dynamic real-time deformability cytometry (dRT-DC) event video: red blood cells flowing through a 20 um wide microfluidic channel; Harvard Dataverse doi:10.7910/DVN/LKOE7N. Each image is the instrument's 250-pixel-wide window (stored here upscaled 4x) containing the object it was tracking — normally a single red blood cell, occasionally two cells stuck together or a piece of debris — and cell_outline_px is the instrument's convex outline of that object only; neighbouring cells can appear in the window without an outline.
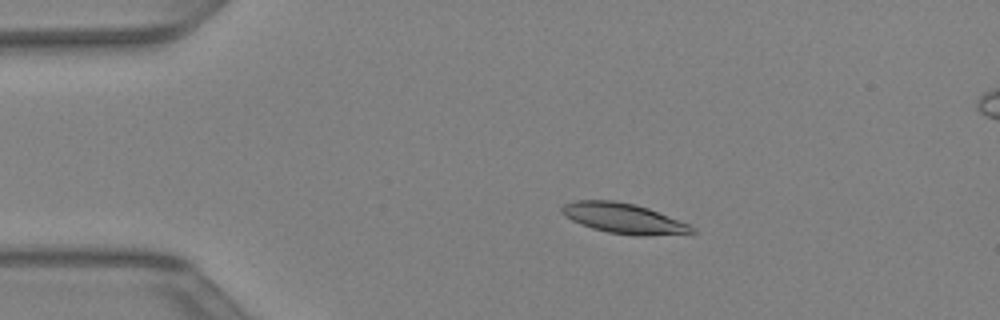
{"species": "Egyptian fruit bat (a non-hibernating species)", "species_latin": "Rousettus aegyptiacus", "temperature_condition": "warm", "stored_images_in_passage": 42, "camera_frame_rate_fps": 3000, "um_per_image_px": 0.085, "animal": {"sex": "female"}, "frame": {"image": 1, "passage_image": 7, "time_ms": 2.0, "image_size_px": [1000, 320], "cell_outline_px": [[696, 232], [648, 236], [636, 236], [608, 232], [592, 228], [580, 224], [564, 216], [560, 212], [560, 208], [564, 204], [572, 200], [612, 200], [636, 204], [648, 208], [688, 224], [696, 228]], "centroid_in_image_um": [52.96, 18.55], "position_along_channel_um": 32.0, "area_um2": 22.95}}
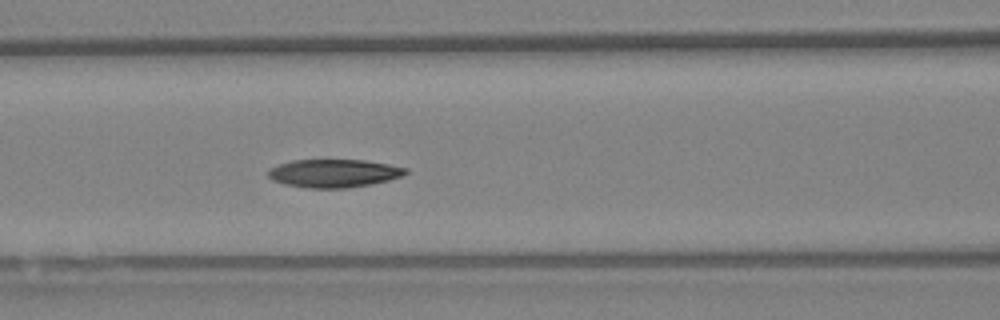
{"frame": {"image": 2, "passage_image": 17, "time_ms": 5.333, "image_size_px": [1000, 320], "cell_outline_px": [[408, 172], [404, 176], [372, 184], [348, 188], [308, 188], [284, 184], [272, 180], [268, 176], [268, 168], [292, 160], [364, 160], [388, 164], [408, 168]], "centroid_in_image_um": [28.39, 14.73], "position_along_channel_um": 138.2, "area_um2": 22.66}}
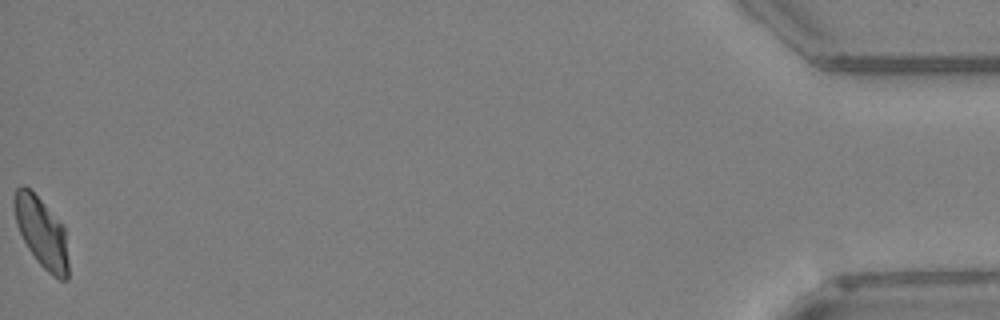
{"frame": {"image": 3, "passage_image": 42, "time_ms": 13.667, "image_size_px": [1000, 320], "cell_outline_px": [[68, 280], [60, 280], [52, 276], [36, 260], [28, 248], [16, 224], [12, 204], [12, 200], [16, 188], [20, 184], [24, 184], [64, 224], [68, 260]], "centroid_in_image_um": [3.52, 19.74], "position_along_channel_um": 431.7, "area_um2": 22.31}}